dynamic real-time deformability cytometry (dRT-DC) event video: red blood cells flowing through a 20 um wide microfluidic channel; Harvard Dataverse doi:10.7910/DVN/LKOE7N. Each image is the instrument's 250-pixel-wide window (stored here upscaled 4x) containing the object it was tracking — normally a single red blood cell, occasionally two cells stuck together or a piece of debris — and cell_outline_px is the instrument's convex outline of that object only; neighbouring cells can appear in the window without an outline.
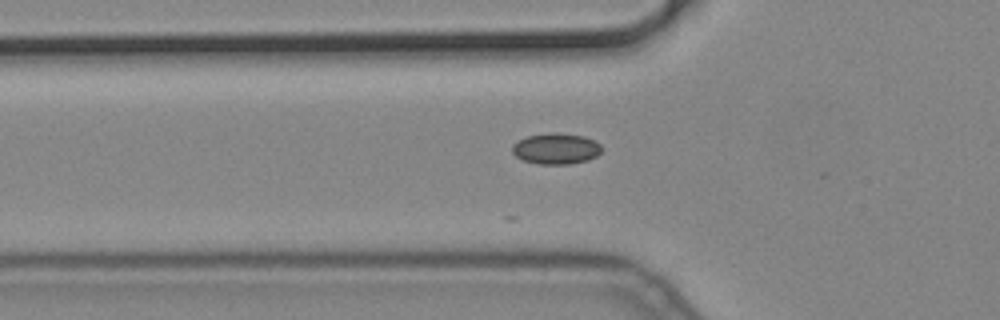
{"species": "common noctule bat (a hibernating species)", "species_latin": "Nyctalus noctula", "temperature_condition": "cold", "stored_images_in_passage": 19, "camera_frame_rate_fps": 3000, "um_per_image_px": 0.085, "animal": {"sex": "male", "body_mass_g": 19.2, "forearm_length_mm": 51.8}, "frame": {"image": 1, "passage_image": 12, "time_ms": 3.667, "image_size_px": [1000, 320], "cell_outline_px": [[604, 148], [596, 156], [588, 160], [568, 164], [536, 164], [524, 160], [516, 156], [512, 152], [512, 144], [516, 140], [528, 136], [552, 132], [556, 132], [584, 136], [600, 144]], "centroid_in_image_um": [47.25, 12.63], "position_along_channel_um": 78.6, "area_um2": 16.24}}
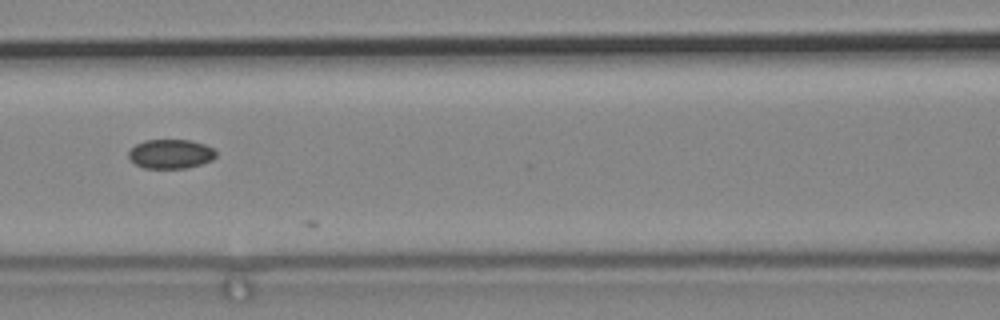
{"frame": {"image": 2, "passage_image": 18, "time_ms": 5.667, "image_size_px": [1000, 320], "cell_outline_px": [[216, 156], [212, 160], [200, 164], [184, 168], [144, 168], [136, 164], [128, 156], [128, 152], [136, 144], [144, 140], [192, 140], [204, 144], [212, 148], [216, 152]], "centroid_in_image_um": [14.51, 13.07], "position_along_channel_um": 152.1, "area_um2": 14.8}}